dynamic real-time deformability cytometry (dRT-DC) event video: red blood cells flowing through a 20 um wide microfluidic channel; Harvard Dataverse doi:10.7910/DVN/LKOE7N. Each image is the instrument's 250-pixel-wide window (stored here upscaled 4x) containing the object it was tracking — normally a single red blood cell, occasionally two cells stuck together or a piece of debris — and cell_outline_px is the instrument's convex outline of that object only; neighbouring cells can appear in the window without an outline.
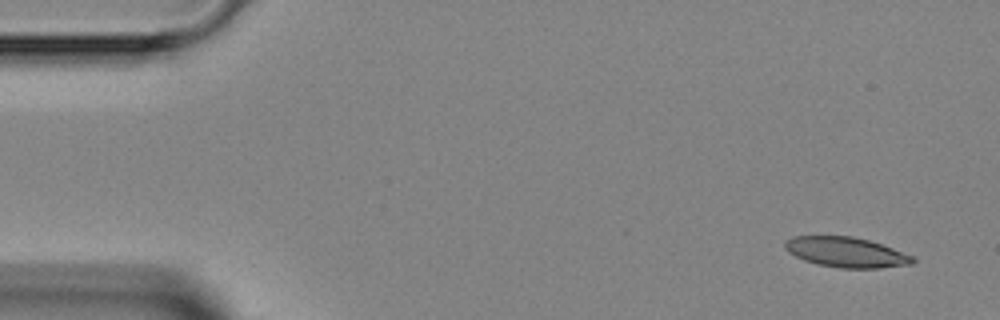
{"species": "Egyptian fruit bat (a non-hibernating species)", "species_latin": "Rousettus aegyptiacus", "temperature_condition": "room temperature", "stored_images_in_passage": 9, "segment_of_instrument_passage": [1, 2], "camera_frame_rate_fps": 3000, "um_per_image_px": 0.085, "animal": {"sex": "female"}, "frame": {"image": 1, "passage_image": 1, "time_ms": 0.0, "image_size_px": [1000, 320], "cell_outline_px": [[916, 260], [912, 264], [880, 268], [840, 268], [816, 264], [804, 260], [788, 252], [784, 248], [784, 240], [792, 236], [852, 236], [868, 240], [892, 248], [912, 256]], "centroid_in_image_um": [71.88, 21.44], "position_along_channel_um": 13.1, "area_um2": 22.43}}
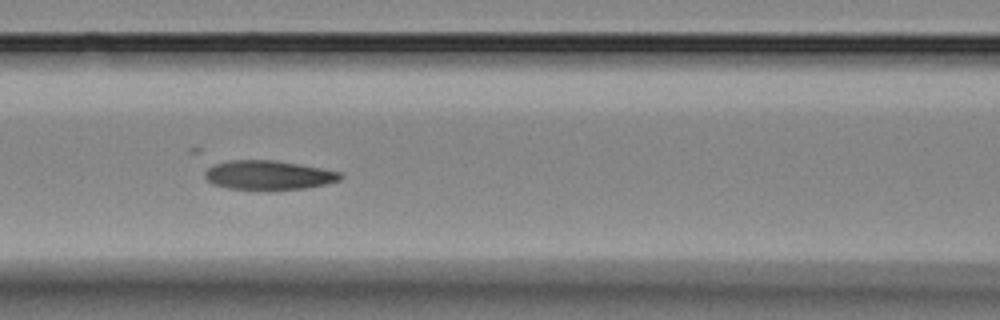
{"frame": {"image": 2, "passage_image": 6, "time_ms": 5.667, "image_size_px": [1000, 320], "cell_outline_px": [[344, 176], [340, 180], [324, 184], [304, 188], [228, 188], [212, 184], [204, 176], [204, 172], [208, 168], [216, 164], [232, 160], [276, 160], [300, 164], [340, 172]], "centroid_in_image_um": [22.82, 14.86], "position_along_channel_um": 143.8, "area_um2": 22.43}}
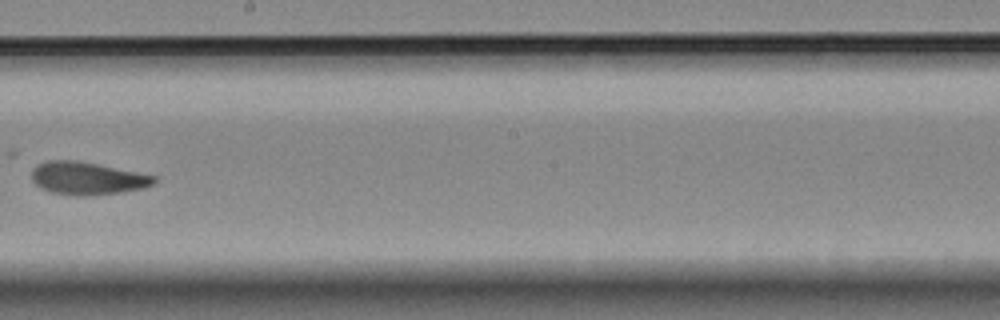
{"frame": {"image": 3, "passage_image": 8, "time_ms": 8.0, "image_size_px": [1000, 320], "cell_outline_px": [[156, 180], [152, 184], [144, 188], [120, 192], [88, 196], [76, 196], [52, 192], [36, 184], [32, 180], [32, 168], [36, 164], [48, 160], [76, 160], [156, 176]], "centroid_in_image_um": [7.39, 15.15], "position_along_channel_um": 240.8, "area_um2": 23.12}}